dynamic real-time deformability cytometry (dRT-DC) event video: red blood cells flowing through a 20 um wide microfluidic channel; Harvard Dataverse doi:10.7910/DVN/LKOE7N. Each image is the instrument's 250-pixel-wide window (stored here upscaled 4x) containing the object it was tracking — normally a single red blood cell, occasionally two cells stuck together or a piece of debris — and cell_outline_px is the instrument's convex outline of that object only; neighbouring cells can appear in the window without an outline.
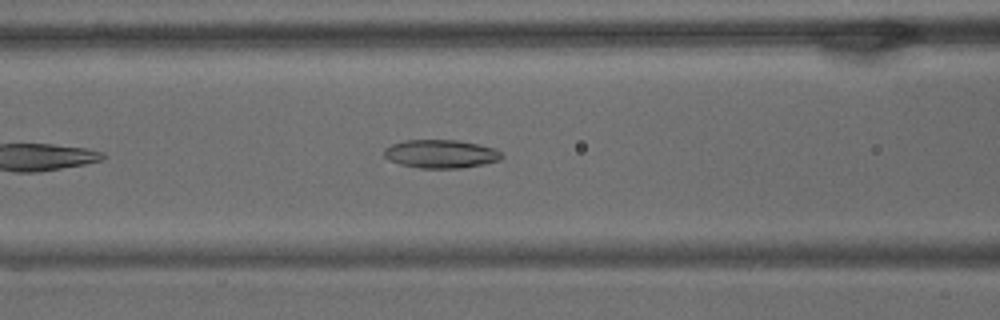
{"species": "common noctule bat (a hibernating species)", "species_latin": "Nyctalus noctula", "temperature_condition": "warm", "stored_images_in_passage": 45, "camera_frame_rate_fps": 3000, "um_per_image_px": 0.085, "animal": {"sex": "male", "body_mass_g": 15.6}, "frame": {"image": 1, "passage_image": 10, "time_ms": 3.0, "image_size_px": [1000, 320], "cell_outline_px": [[504, 156], [500, 160], [484, 164], [460, 168], [420, 168], [400, 164], [388, 160], [384, 156], [384, 148], [392, 144], [404, 140], [456, 140], [496, 148]], "centroid_in_image_um": [37.46, 13.08], "position_along_channel_um": 129.1, "area_um2": 19.48}}
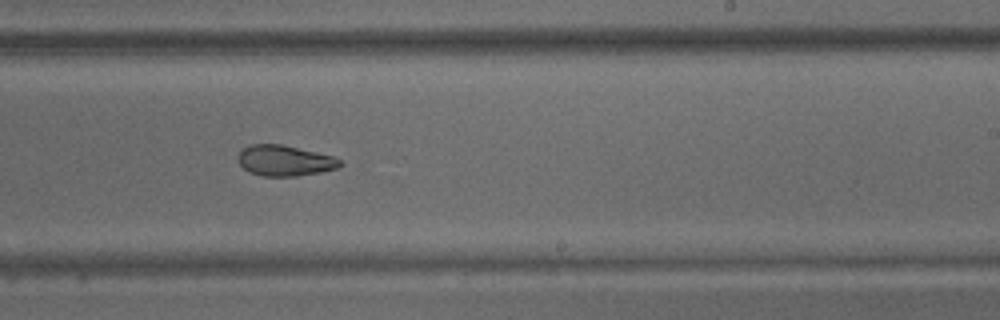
{"frame": {"image": 2, "passage_image": 22, "time_ms": 7.0, "image_size_px": [1000, 320], "cell_outline_px": [[344, 164], [336, 168], [320, 172], [296, 176], [260, 176], [248, 172], [240, 164], [236, 156], [244, 148], [252, 144], [280, 144], [332, 156], [340, 160]], "centroid_in_image_um": [24.17, 13.66], "position_along_channel_um": 264.8, "area_um2": 18.09}}
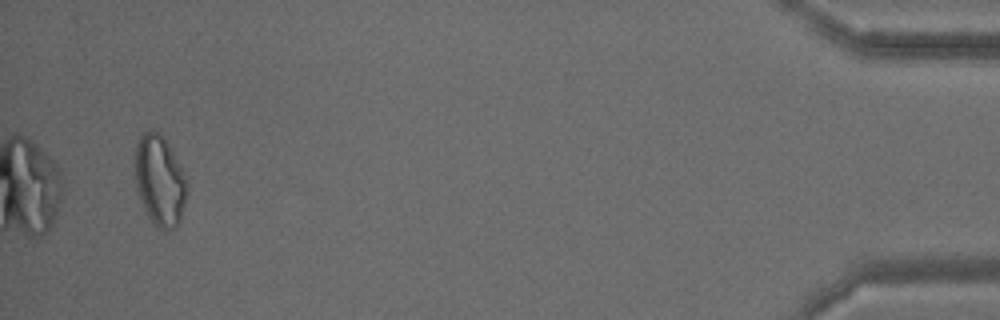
{"frame": {"image": 3, "passage_image": 43, "time_ms": 14.0, "image_size_px": [1000, 320], "cell_outline_px": [[188, 192], [180, 220], [176, 228], [164, 232], [152, 224], [140, 200], [136, 188], [136, 140], [144, 132], [152, 128], [160, 132], [164, 136], [180, 164], [184, 172], [188, 184]], "centroid_in_image_um": [13.6, 15.35], "position_along_channel_um": 421.6, "area_um2": 27.98}, "authors_computed_cell_mechanics": {"area_um2": 19.4786, "velocity_mm_per_s": 3.3958, "shape_relaxation_time_tau1_ms": 10.4822, "shape_relaxation_time_tau2_ms": 2.6947, "deformation_change_tau1": 0.234, "deformation_change_tau2": 0.082}}